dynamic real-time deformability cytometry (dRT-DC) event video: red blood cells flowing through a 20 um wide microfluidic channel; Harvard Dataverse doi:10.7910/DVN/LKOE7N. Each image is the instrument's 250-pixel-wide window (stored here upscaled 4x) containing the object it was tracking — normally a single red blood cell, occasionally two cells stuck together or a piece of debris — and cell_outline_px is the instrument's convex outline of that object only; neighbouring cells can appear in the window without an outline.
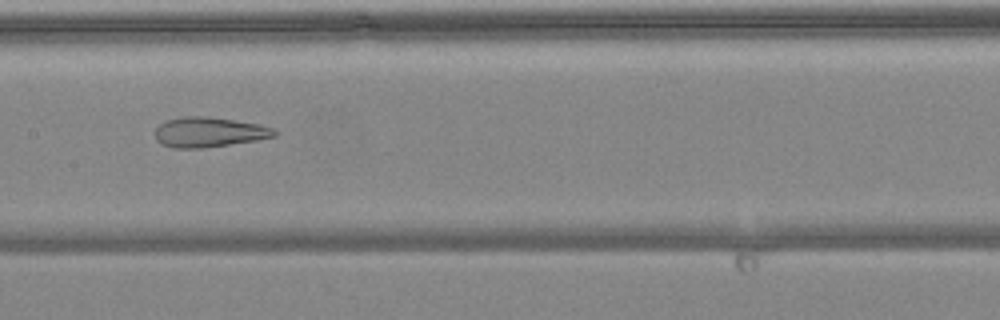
{"species": "common noctule bat (a hibernating species)", "species_latin": "Nyctalus noctula", "temperature_condition": "warm", "stored_images_in_passage": 9, "camera_frame_rate_fps": 3000, "um_per_image_px": 0.085, "animal": {"sex": "female", "body_mass_g": 24.6, "forearm_length_mm": 56.2}, "frame": {"image": 1, "passage_image": 7, "time_ms": 2.0, "image_size_px": [1000, 320], "cell_outline_px": [[276, 136], [256, 140], [204, 148], [172, 148], [160, 144], [156, 140], [156, 128], [160, 124], [168, 120], [184, 116], [204, 116], [260, 124], [276, 128]], "centroid_in_image_um": [17.77, 11.24], "position_along_channel_um": 189.6, "area_um2": 20.81}}
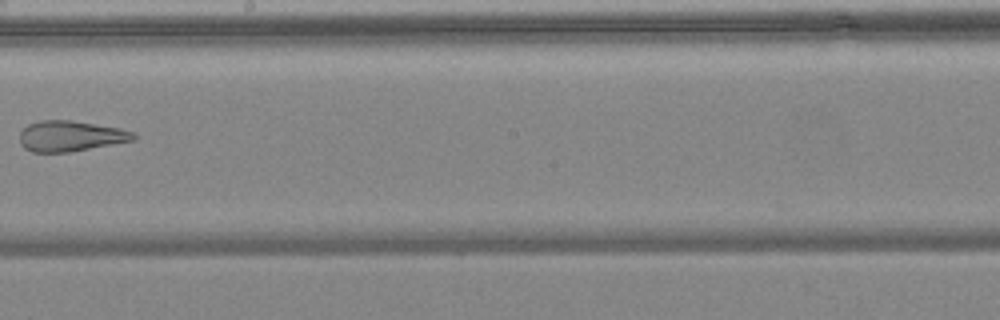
{"frame": {"image": 2, "passage_image": 8, "time_ms": 2.333, "image_size_px": [1000, 320], "cell_outline_px": [[136, 140], [68, 152], [32, 152], [24, 148], [20, 144], [20, 132], [28, 124], [40, 120], [68, 120], [120, 128], [136, 132]], "centroid_in_image_um": [6.0, 11.57], "position_along_channel_um": 242.2, "area_um2": 20.29}}
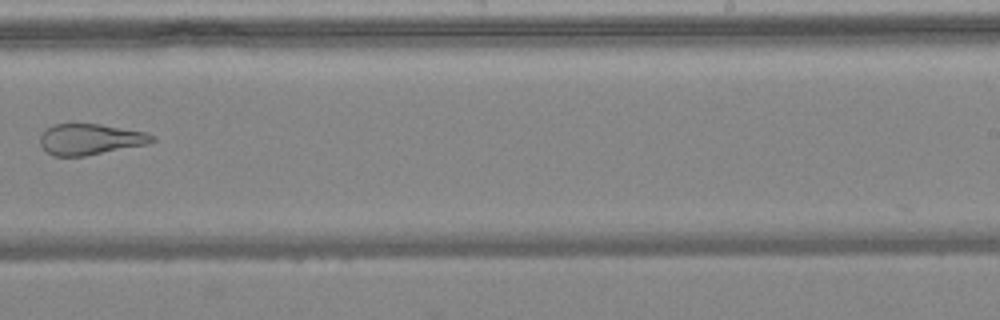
{"frame": {"image": 3, "passage_image": 9, "time_ms": 2.667, "image_size_px": [1000, 320], "cell_outline_px": [[156, 140], [148, 144], [84, 156], [56, 156], [48, 152], [40, 144], [40, 136], [52, 124], [100, 124], [144, 132], [156, 136]], "centroid_in_image_um": [7.69, 11.84], "position_along_channel_um": 281.3, "area_um2": 20.0}}